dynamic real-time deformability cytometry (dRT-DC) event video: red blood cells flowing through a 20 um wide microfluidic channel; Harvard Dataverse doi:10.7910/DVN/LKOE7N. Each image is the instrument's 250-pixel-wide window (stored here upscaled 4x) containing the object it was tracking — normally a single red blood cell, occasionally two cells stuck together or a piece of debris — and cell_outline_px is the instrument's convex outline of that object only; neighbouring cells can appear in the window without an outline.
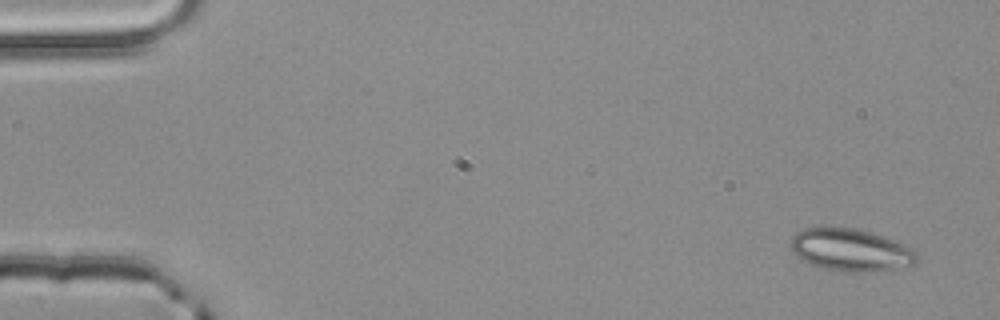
{"species": "common noctule bat (a hibernating species)", "species_latin": "Nyctalus noctula", "temperature_condition": "room temperature", "stored_images_in_passage": 3, "camera_frame_rate_fps": 3000, "um_per_image_px": 0.085, "animal": {"sex": "male", "body_mass_g": 20.4}, "frame": {"image": 1, "passage_image": 1, "time_ms": 0.0, "image_size_px": [1000, 320], "cell_outline_px": [[920, 260], [912, 264], [876, 272], [856, 272], [824, 268], [812, 264], [796, 256], [792, 252], [792, 236], [796, 232], [804, 228], [852, 228], [872, 232], [912, 248], [916, 252]], "centroid_in_image_um": [72.32, 21.25], "position_along_channel_um": 12.7, "area_um2": 30.69}}